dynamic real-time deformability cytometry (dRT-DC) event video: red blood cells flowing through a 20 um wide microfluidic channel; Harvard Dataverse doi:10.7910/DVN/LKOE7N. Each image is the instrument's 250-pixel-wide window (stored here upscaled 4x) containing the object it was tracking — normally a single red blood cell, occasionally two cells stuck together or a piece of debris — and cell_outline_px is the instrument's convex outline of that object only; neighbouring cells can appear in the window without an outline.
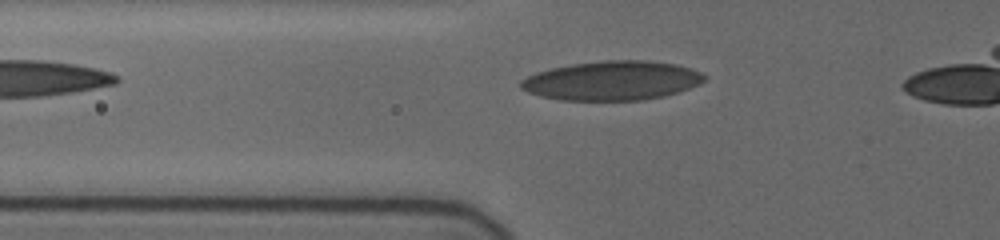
{"species": "human", "species_latin": "Homo sapiens", "temperature_condition": "cold", "stored_images_in_passage": 4, "camera_frame_rate_fps": 3000, "um_per_image_px": 0.085, "donor": {"sex": "female"}, "frame": {"image": 1, "passage_image": 3, "time_ms": 1.0, "image_size_px": [1000, 240], "cell_outline_px": [[704, 80], [700, 84], [664, 96], [644, 100], [560, 100], [540, 96], [528, 92], [520, 88], [520, 80], [536, 72], [552, 68], [572, 64], [604, 60], [648, 60], [676, 64], [700, 72], [704, 76]], "centroid_in_image_um": [51.99, 6.85], "position_along_channel_um": 73.8, "area_um2": 41.85}}